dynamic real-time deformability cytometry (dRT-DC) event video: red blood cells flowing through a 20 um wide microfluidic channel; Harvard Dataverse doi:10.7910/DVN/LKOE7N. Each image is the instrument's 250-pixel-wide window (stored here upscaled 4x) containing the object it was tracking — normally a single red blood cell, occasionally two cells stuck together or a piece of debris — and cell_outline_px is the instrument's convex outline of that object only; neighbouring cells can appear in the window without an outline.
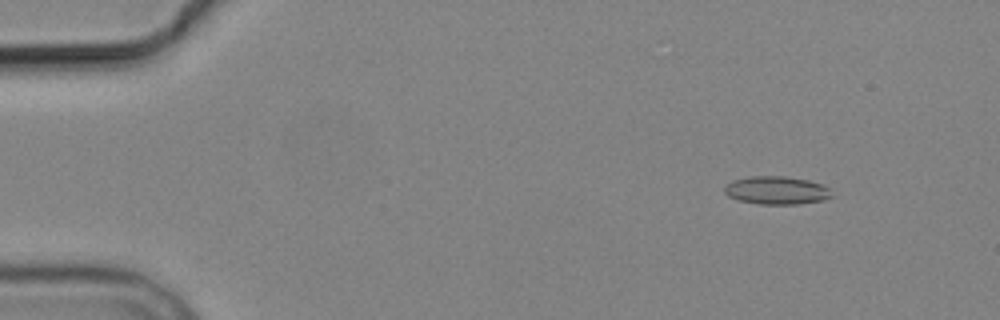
{"species": "common noctule bat (a hibernating species)", "species_latin": "Nyctalus noctula", "temperature_condition": "cold", "stored_images_in_passage": 3, "camera_frame_rate_fps": 3000, "um_per_image_px": 0.085, "animal": {"sex": "male", "body_mass_g": 19.2, "forearm_length_mm": 51.8}, "frame": {"image": 1, "passage_image": 2, "time_ms": 1.0, "image_size_px": [1000, 320], "cell_outline_px": [[832, 196], [824, 200], [800, 204], [756, 204], [736, 200], [728, 196], [724, 192], [724, 184], [732, 180], [752, 176], [784, 176], [808, 180], [824, 184], [832, 188]], "centroid_in_image_um": [66.02, 16.18], "position_along_channel_um": 19.0, "area_um2": 17.98}}